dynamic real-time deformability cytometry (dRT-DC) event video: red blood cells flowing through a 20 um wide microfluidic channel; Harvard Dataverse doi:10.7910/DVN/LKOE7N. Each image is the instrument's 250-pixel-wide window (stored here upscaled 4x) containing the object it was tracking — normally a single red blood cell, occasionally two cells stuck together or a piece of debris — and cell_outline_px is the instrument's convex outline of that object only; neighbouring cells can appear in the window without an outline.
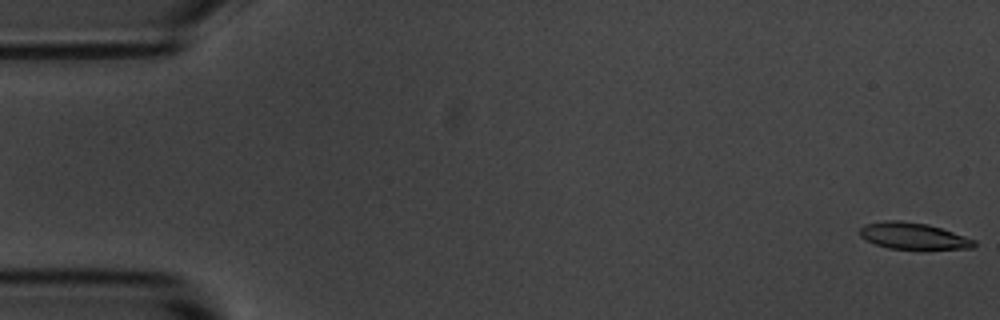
{"species": "common noctule bat (a hibernating species)", "species_latin": "Nyctalus noctula", "temperature_condition": "room temperature", "stored_images_in_passage": 55, "camera_frame_rate_fps": 3000, "um_per_image_px": 0.085, "animal": {"sex": "male", "body_mass_g": 20.1, "forearm_length_mm": 53.5}, "frame": {"image": 1, "passage_image": 1, "time_ms": 0.0, "image_size_px": [1000, 320], "cell_outline_px": [[976, 244], [972, 248], [888, 248], [864, 240], [860, 236], [860, 228], [864, 224], [884, 220], [900, 220], [928, 224], [976, 240]], "centroid_in_image_um": [77.56, 20.03], "position_along_channel_um": 7.4, "area_um2": 17.4}}
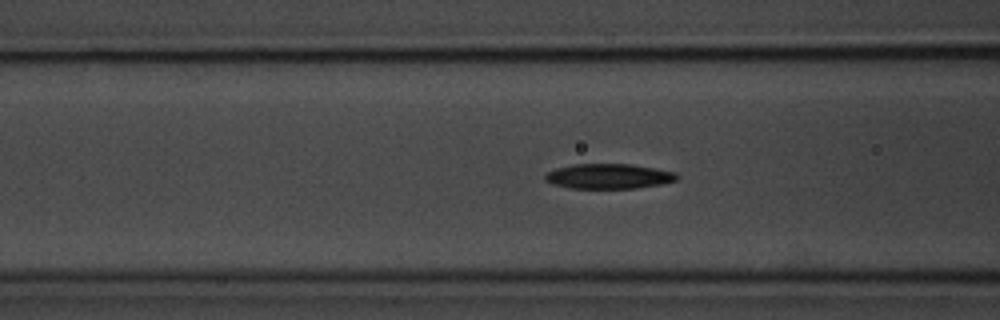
{"frame": {"image": 2, "passage_image": 21, "time_ms": 6.667, "image_size_px": [1000, 320], "cell_outline_px": [[680, 176], [676, 180], [660, 184], [636, 188], [568, 188], [552, 184], [544, 180], [544, 176], [548, 172], [556, 168], [572, 164], [632, 164], [656, 168], [676, 172]], "centroid_in_image_um": [51.73, 14.98], "position_along_channel_um": 114.9, "area_um2": 19.31}}
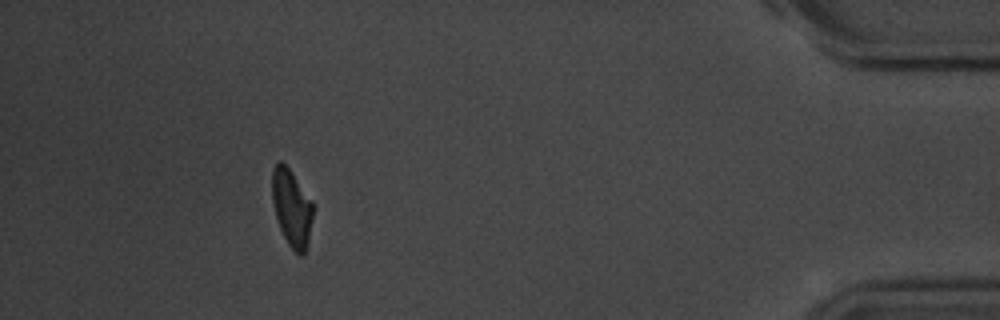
{"frame": {"image": 3, "passage_image": 50, "time_ms": 16.333, "image_size_px": [1000, 320], "cell_outline_px": [[312, 216], [308, 244], [304, 256], [300, 256], [288, 244], [280, 228], [276, 216], [272, 200], [272, 168], [280, 160], [288, 168], [312, 200]], "centroid_in_image_um": [24.79, 17.68], "position_along_channel_um": 410.4, "area_um2": 18.15}, "authors_computed_cell_mechanics": {"area_um2": 19.3052, "velocity_mm_per_s": 3.6653, "shape_relaxation_time_tau1_ms": 3.2636, "shape_relaxation_time_tau2_ms": 3.6592, "deformation_change_tau1": 0.1337, "deformation_change_tau2": 0.1075}}